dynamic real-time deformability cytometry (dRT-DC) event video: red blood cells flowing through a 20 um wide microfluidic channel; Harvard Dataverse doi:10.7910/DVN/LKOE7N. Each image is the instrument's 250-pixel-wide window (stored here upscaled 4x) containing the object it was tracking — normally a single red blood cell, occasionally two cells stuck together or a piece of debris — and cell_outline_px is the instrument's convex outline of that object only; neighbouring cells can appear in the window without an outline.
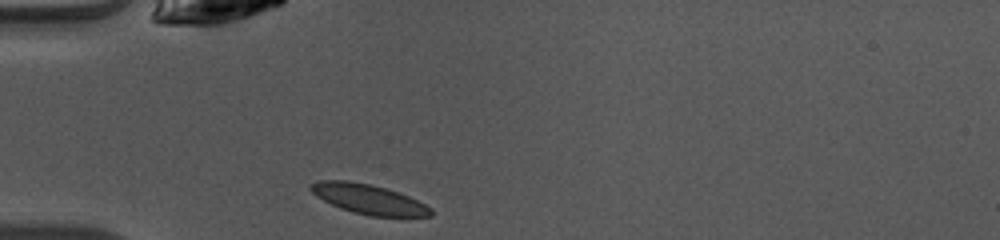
{"species": "common noctule bat (a hibernating species)", "species_latin": "Nyctalus noctula", "temperature_condition": "warm", "stored_images_in_passage": 35, "camera_frame_rate_fps": 3000, "um_per_image_px": 0.085, "animal": {"sex": "female", "body_mass_g": 10.0, "forearm_length_mm": 53.1}, "frame": {"image": 1, "passage_image": 1, "time_ms": 0.0, "image_size_px": [1000, 240], "cell_outline_px": [[432, 216], [368, 216], [352, 212], [340, 208], [316, 196], [308, 188], [308, 184], [316, 180], [348, 180], [368, 184], [384, 188], [408, 196], [432, 208]], "centroid_in_image_um": [31.27, 16.92], "position_along_channel_um": 53.7, "area_um2": 20.69}}
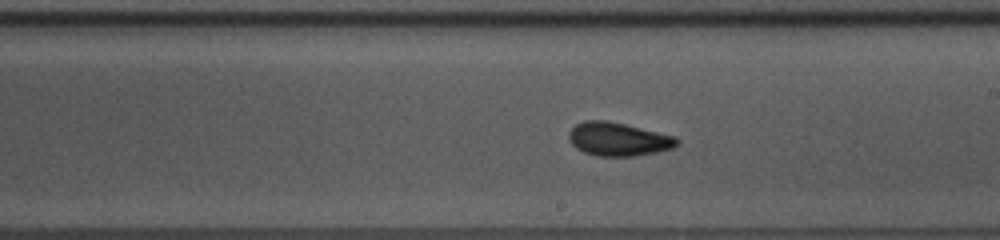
{"frame": {"image": 2, "passage_image": 15, "time_ms": 4.667, "image_size_px": [1000, 240], "cell_outline_px": [[680, 144], [672, 148], [656, 152], [636, 156], [596, 156], [584, 152], [576, 148], [568, 140], [568, 132], [576, 124], [584, 120], [604, 120], [624, 124], [676, 136], [680, 140]], "centroid_in_image_um": [52.55, 11.83], "position_along_channel_um": 236.4, "area_um2": 21.21}}
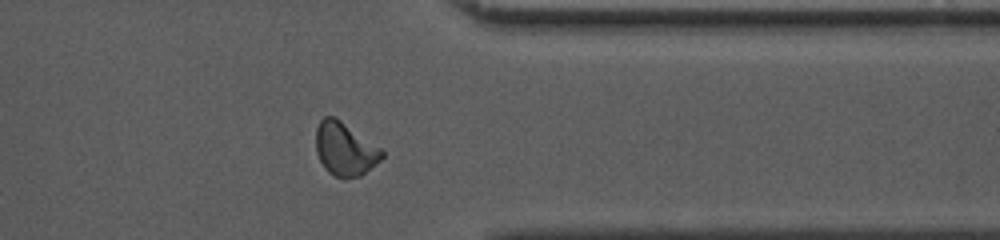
{"frame": {"image": 3, "passage_image": 26, "time_ms": 8.333, "image_size_px": [1000, 240], "cell_outline_px": [[384, 156], [380, 160], [360, 176], [344, 180], [328, 172], [324, 168], [316, 152], [316, 128], [320, 120], [324, 116], [332, 116], [340, 120], [380, 148], [384, 152]], "centroid_in_image_um": [29.29, 12.69], "position_along_channel_um": 382.1, "area_um2": 20.35}, "authors_computed_cell_mechanics": {"area_um2": 20.1144, "velocity_mm_per_s": 4.1044, "shape_relaxation_time_tau1_ms": 3.6951, "shape_relaxation_time_tau2_ms": 2.6365, "deformation_change_tau1": 0.1144, "deformation_change_tau2": 0.0695}}